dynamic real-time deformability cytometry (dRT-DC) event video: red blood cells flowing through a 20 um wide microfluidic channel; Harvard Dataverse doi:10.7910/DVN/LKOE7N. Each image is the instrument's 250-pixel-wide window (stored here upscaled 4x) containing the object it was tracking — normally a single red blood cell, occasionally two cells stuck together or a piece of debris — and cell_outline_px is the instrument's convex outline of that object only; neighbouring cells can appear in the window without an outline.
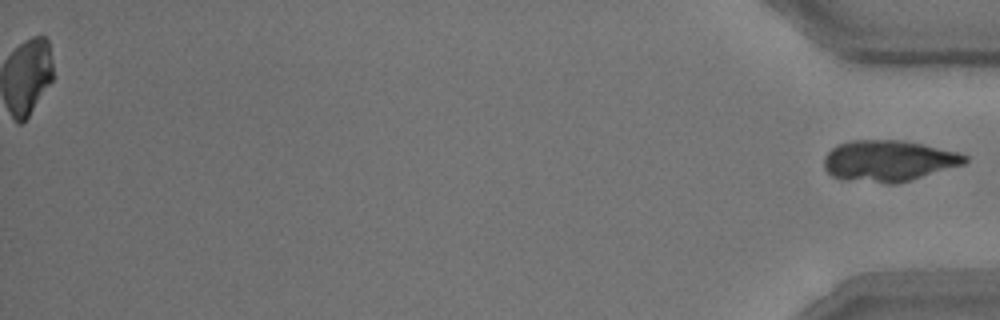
{"species": "common noctule bat (a hibernating species)", "species_latin": "Nyctalus noctula", "temperature_condition": "room temperature", "stored_images_in_passage": 54, "segment_of_instrument_passage": [2, 2], "camera_frame_rate_fps": 3000, "um_per_image_px": 0.085, "animal": {"sex": "male", "body_mass_g": 15.6}, "frame": {"image": 1, "passage_image": 54, "time_ms": 17.667, "image_size_px": [1000, 320], "cell_outline_px": [[968, 160], [964, 164], [896, 184], [884, 184], [844, 180], [832, 176], [824, 168], [824, 156], [836, 144], [852, 140], [904, 140], [924, 144], [960, 152], [968, 156]], "centroid_in_image_um": [75.51, 13.67], "position_along_channel_um": 359.7, "area_um2": 34.16}}